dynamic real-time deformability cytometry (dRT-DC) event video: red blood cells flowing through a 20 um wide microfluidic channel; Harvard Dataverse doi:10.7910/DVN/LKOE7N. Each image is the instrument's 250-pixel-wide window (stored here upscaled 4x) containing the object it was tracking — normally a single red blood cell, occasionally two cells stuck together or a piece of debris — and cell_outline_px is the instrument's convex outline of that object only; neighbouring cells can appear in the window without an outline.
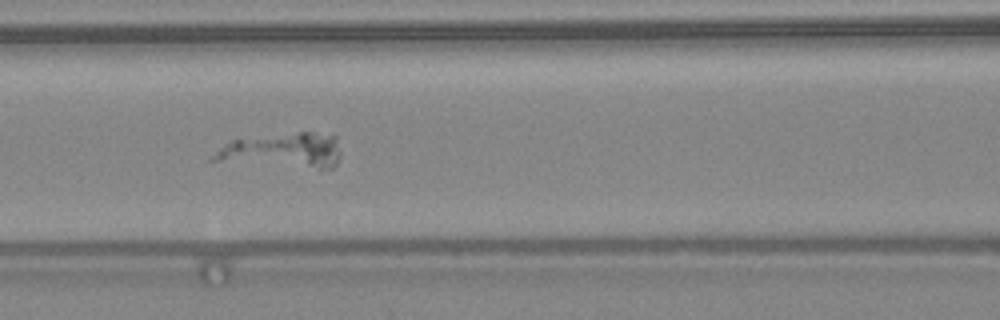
{"species": "common noctule bat (a hibernating species)", "species_latin": "Nyctalus noctula", "temperature_condition": "warm", "stored_images_in_passage": 43, "camera_frame_rate_fps": 3000, "um_per_image_px": 0.085, "animal": {"sex": "female", "body_mass_g": 24.6, "forearm_length_mm": 56.2}, "frame": {"image": 1, "passage_image": 17, "time_ms": 5.333, "image_size_px": [1000, 320], "cell_outline_px": [[340, 156], [336, 164], [332, 168], [320, 168], [208, 160], [216, 152], [232, 140], [300, 132], [312, 132], [336, 136], [340, 152]], "centroid_in_image_um": [24.1, 12.79], "position_along_channel_um": 142.5, "area_um2": 25.14}}
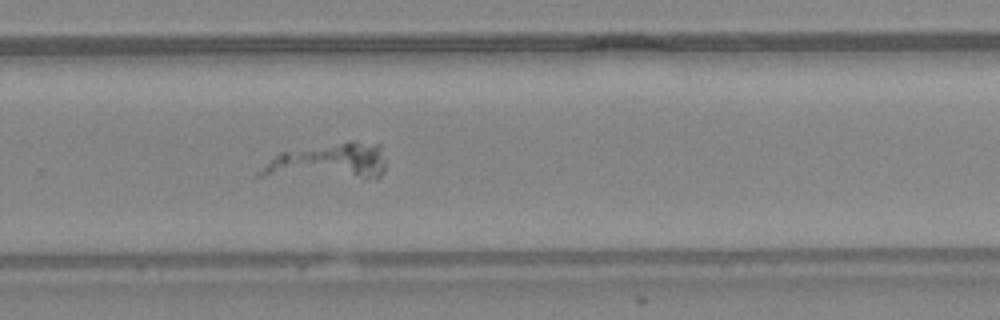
{"frame": {"image": 2, "passage_image": 28, "time_ms": 9.0, "image_size_px": [1000, 320], "cell_outline_px": [[384, 172], [376, 180], [364, 180], [256, 176], [256, 172], [280, 152], [348, 140], [356, 140], [380, 144], [384, 160]], "centroid_in_image_um": [27.95, 13.77], "position_along_channel_um": 301.8, "area_um2": 27.74}}
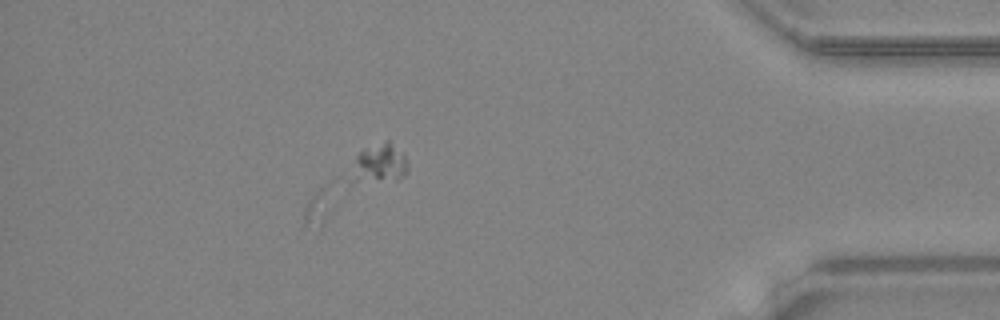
{"frame": {"image": 3, "passage_image": 38, "time_ms": 12.333, "image_size_px": [1000, 320], "cell_outline_px": [[408, 172], [404, 176], [316, 236], [304, 224], [304, 208], [312, 196], [324, 184], [364, 148], [384, 140], [388, 140], [404, 156], [408, 164]], "centroid_in_image_um": [30.17, 15.74], "position_along_channel_um": 405.0, "area_um2": 33.23}}